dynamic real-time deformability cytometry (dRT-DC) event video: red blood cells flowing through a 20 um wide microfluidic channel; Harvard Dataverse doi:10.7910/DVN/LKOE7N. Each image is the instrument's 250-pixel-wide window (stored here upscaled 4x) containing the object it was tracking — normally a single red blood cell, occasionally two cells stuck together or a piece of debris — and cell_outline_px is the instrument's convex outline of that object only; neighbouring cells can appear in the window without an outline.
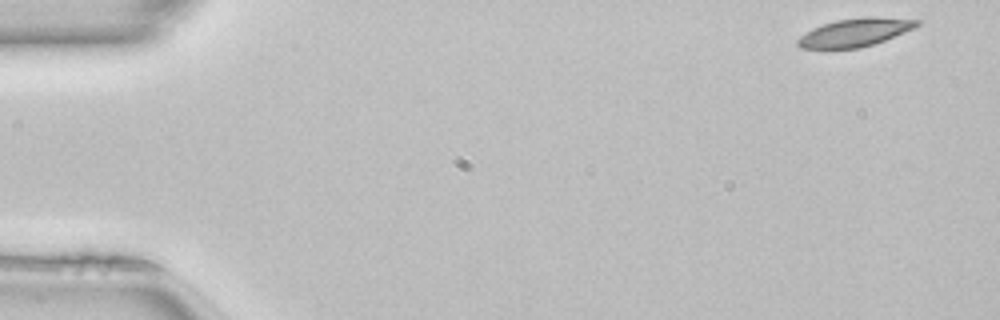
{"species": "common noctule bat (a hibernating species)", "species_latin": "Nyctalus noctula", "temperature_condition": "room temperature", "stored_images_in_passage": 11, "camera_frame_rate_fps": 3000, "um_per_image_px": 0.085, "animal": {"sex": "female", "body_mass_g": 22.7, "forearm_length_mm": 54.2}, "frame": {"image": 1, "passage_image": 1, "time_ms": 0.0, "image_size_px": [1000, 320], "cell_outline_px": [[920, 24], [916, 28], [884, 40], [860, 48], [800, 48], [796, 44], [796, 40], [800, 36], [812, 28], [836, 20], [864, 16], [876, 16], [920, 20]], "centroid_in_image_um": [72.69, 2.74], "position_along_channel_um": 12.3, "area_um2": 19.59}}